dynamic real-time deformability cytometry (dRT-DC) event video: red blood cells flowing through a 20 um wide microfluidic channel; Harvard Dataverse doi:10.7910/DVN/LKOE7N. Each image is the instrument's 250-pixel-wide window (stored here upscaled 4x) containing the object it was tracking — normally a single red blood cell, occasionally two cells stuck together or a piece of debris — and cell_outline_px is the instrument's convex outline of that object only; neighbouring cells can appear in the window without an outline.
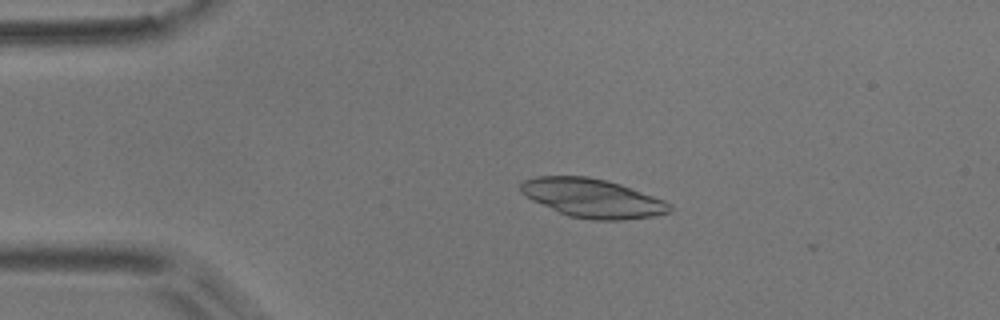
{"species": "common noctule bat (a hibernating species)", "species_latin": "Nyctalus noctula", "temperature_condition": "room temperature", "stored_images_in_passage": 5, "camera_frame_rate_fps": 3000, "um_per_image_px": 0.085, "animal": {"sex": "male", "body_mass_g": 17.9}, "frame": {"image": 1, "passage_image": 4, "time_ms": 1.0, "image_size_px": [1000, 320], "cell_outline_px": [[672, 212], [652, 216], [624, 220], [596, 220], [568, 216], [532, 200], [520, 192], [520, 184], [524, 180], [536, 176], [588, 176], [620, 184], [664, 200], [672, 204]], "centroid_in_image_um": [50.37, 16.84], "position_along_channel_um": 34.6, "area_um2": 33.58}}